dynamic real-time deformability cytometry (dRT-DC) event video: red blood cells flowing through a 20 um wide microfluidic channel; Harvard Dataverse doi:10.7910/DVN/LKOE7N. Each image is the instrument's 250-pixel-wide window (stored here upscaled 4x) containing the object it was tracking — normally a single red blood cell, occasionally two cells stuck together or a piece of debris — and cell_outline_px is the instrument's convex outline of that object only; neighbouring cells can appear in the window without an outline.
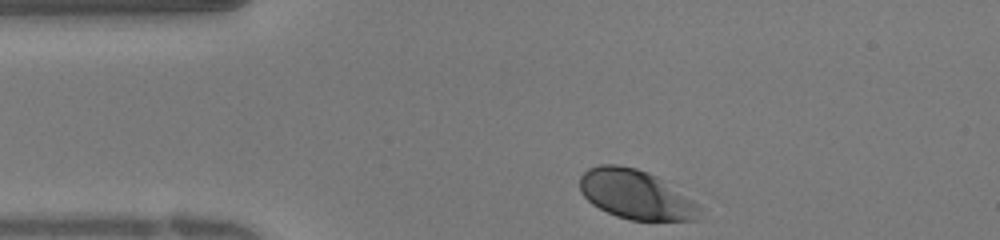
{"species": "human", "species_latin": "Homo sapiens", "temperature_condition": "warm", "stored_images_in_passage": 25, "camera_frame_rate_fps": 3000, "um_per_image_px": 0.085, "donor": {"sex": "female"}, "frame": {"image": 1, "passage_image": 1, "time_ms": 0.0, "image_size_px": [1000, 240], "cell_outline_px": [[700, 208], [696, 220], [632, 220], [616, 216], [592, 204], [580, 192], [580, 176], [588, 168], [600, 164], [616, 164], [636, 168], [648, 172], [656, 176], [700, 204]], "centroid_in_image_um": [54.02, 16.52], "position_along_channel_um": 31.0, "area_um2": 34.22}}
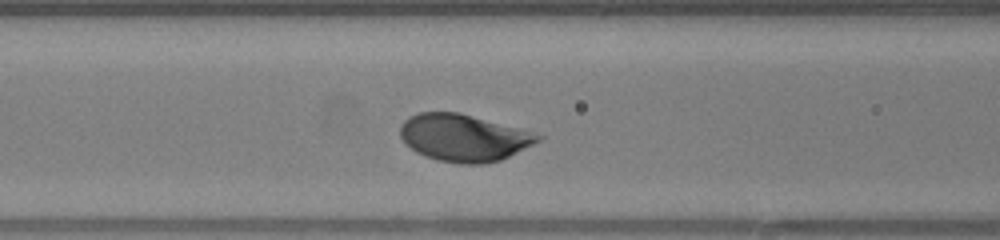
{"frame": {"image": 2, "passage_image": 9, "time_ms": 2.667, "image_size_px": [1000, 240], "cell_outline_px": [[544, 136], [540, 140], [500, 160], [484, 164], [460, 164], [436, 160], [424, 156], [416, 152], [404, 144], [400, 136], [400, 124], [408, 116], [420, 112], [460, 112], [532, 132]], "centroid_in_image_um": [39.34, 11.71], "position_along_channel_um": 127.3, "area_um2": 37.8}}
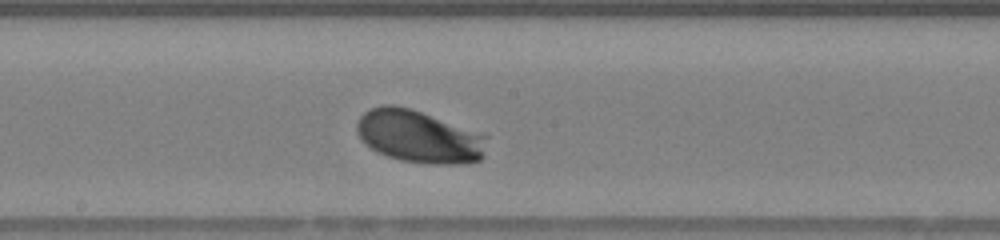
{"frame": {"image": 3, "passage_image": 14, "time_ms": 4.333, "image_size_px": [1000, 240], "cell_outline_px": [[488, 136], [484, 156], [480, 160], [468, 164], [428, 164], [400, 160], [376, 152], [360, 140], [356, 132], [356, 124], [360, 116], [368, 108], [384, 104], [392, 104], [408, 108], [420, 112]], "centroid_in_image_um": [35.58, 11.63], "position_along_channel_um": 212.6, "area_um2": 39.94}}